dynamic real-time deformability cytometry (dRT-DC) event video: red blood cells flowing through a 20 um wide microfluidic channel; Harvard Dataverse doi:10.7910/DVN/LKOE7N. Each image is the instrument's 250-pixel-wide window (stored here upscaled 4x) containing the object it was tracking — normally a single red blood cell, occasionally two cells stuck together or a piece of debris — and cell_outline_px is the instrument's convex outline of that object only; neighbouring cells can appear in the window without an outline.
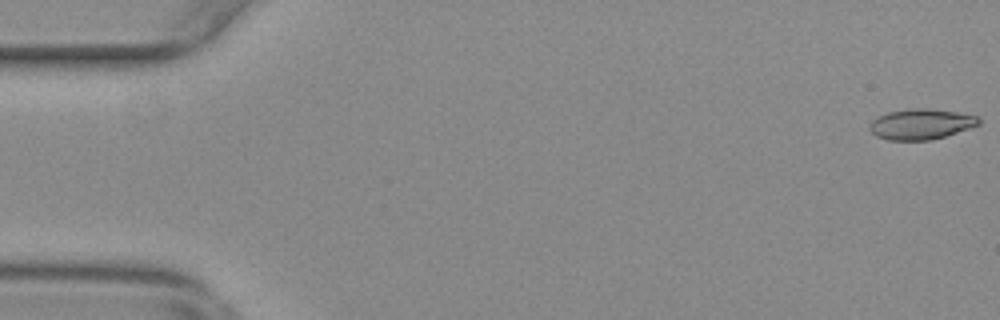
{"species": "common noctule bat (a hibernating species)", "species_latin": "Nyctalus noctula", "temperature_condition": "warm", "stored_images_in_passage": 56, "camera_frame_rate_fps": 3000, "um_per_image_px": 0.085, "animal": {"sex": "female", "body_mass_g": 29.2, "forearm_length_mm": 56.3}, "frame": {"image": 1, "passage_image": 1, "time_ms": 0.0, "image_size_px": [1000, 320], "cell_outline_px": [[980, 124], [944, 136], [928, 140], [888, 140], [876, 136], [868, 128], [868, 124], [872, 120], [888, 112], [908, 108], [928, 108], [956, 112], [976, 116], [980, 120]], "centroid_in_image_um": [78.23, 10.54], "position_along_channel_um": 6.8, "area_um2": 19.25}}
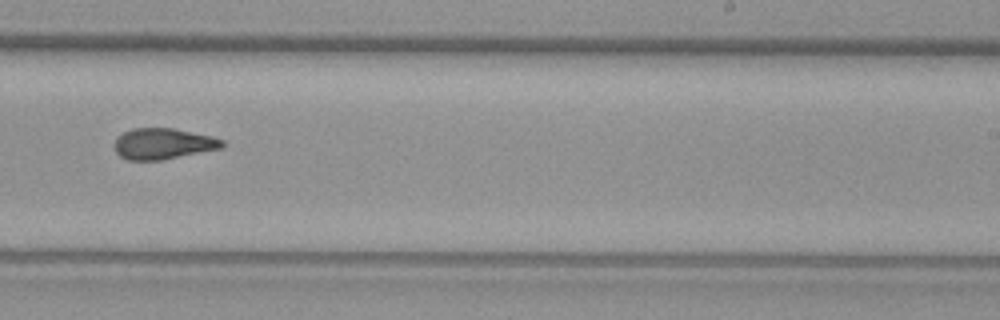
{"frame": {"image": 2, "passage_image": 35, "time_ms": 11.333, "image_size_px": [1000, 320], "cell_outline_px": [[224, 144], [220, 148], [160, 160], [128, 160], [120, 156], [116, 152], [116, 136], [132, 128], [172, 128], [212, 136], [224, 140]], "centroid_in_image_um": [13.84, 12.21], "position_along_channel_um": 275.2, "area_um2": 19.19}}
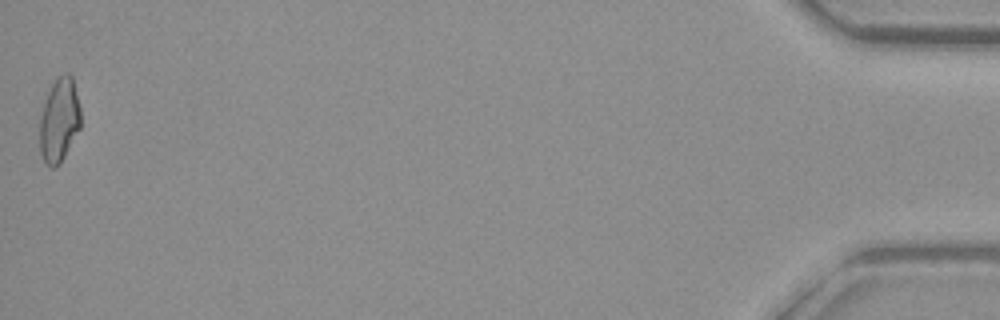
{"frame": {"image": 3, "passage_image": 56, "time_ms": 18.333, "image_size_px": [1000, 320], "cell_outline_px": [[80, 128], [64, 156], [52, 168], [44, 160], [40, 152], [40, 116], [52, 80], [68, 72], [72, 76], [80, 108]], "centroid_in_image_um": [5.03, 10.16], "position_along_channel_um": 430.2, "area_um2": 19.71}, "authors_computed_cell_mechanics": {"area_um2": 19.7387, "velocity_mm_per_s": 3.7048, "shape_relaxation_time_tau1_ms": null, "shape_relaxation_time_tau2_ms": 1.7809, "deformation_change_tau1": null, "deformation_change_tau2": 0.1013}}